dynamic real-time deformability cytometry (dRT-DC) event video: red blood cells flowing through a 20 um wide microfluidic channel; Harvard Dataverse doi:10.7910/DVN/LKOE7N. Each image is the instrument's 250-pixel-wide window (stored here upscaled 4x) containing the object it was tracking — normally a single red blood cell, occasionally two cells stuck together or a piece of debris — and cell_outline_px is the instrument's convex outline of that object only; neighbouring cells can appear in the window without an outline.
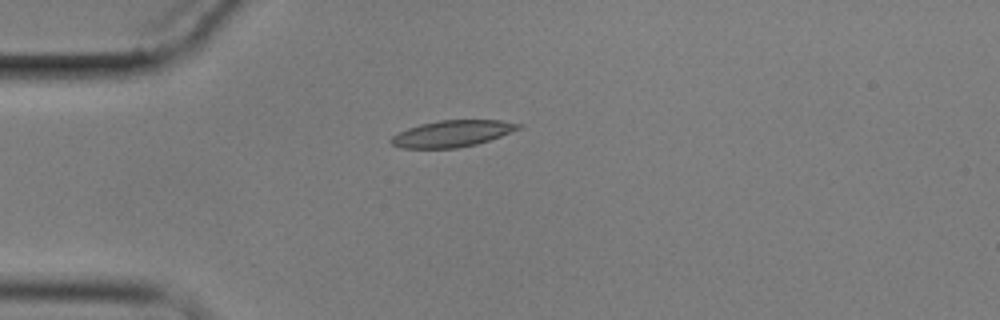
{"species": "common noctule bat (a hibernating species)", "species_latin": "Nyctalus noctula", "temperature_condition": "cold", "stored_images_in_passage": 3, "camera_frame_rate_fps": 3000, "um_per_image_px": 0.085, "animal": {"sex": "male", "body_mass_g": 17.9}, "frame": {"image": 1, "passage_image": 1, "time_ms": 0.0, "image_size_px": [1000, 320], "cell_outline_px": [[524, 124], [520, 128], [500, 136], [476, 144], [456, 148], [400, 148], [392, 144], [388, 140], [392, 136], [408, 128], [420, 124], [440, 120], [500, 120]], "centroid_in_image_um": [38.42, 11.35], "position_along_channel_um": 46.6, "area_um2": 19.54}}
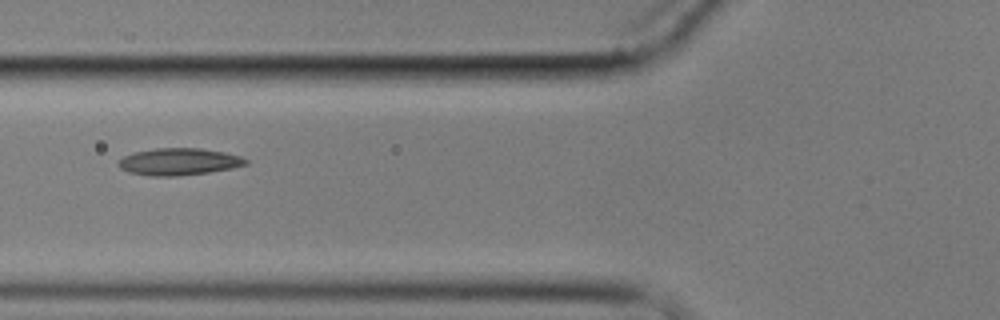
{"frame": {"image": 2, "passage_image": 3, "time_ms": 2.333, "image_size_px": [1000, 320], "cell_outline_px": [[248, 164], [232, 168], [208, 172], [176, 176], [148, 176], [128, 172], [120, 168], [116, 164], [116, 160], [124, 156], [136, 152], [156, 148], [200, 148], [224, 152], [240, 156], [248, 160]], "centroid_in_image_um": [15.17, 13.74], "position_along_channel_um": 110.6, "area_um2": 20.11}}